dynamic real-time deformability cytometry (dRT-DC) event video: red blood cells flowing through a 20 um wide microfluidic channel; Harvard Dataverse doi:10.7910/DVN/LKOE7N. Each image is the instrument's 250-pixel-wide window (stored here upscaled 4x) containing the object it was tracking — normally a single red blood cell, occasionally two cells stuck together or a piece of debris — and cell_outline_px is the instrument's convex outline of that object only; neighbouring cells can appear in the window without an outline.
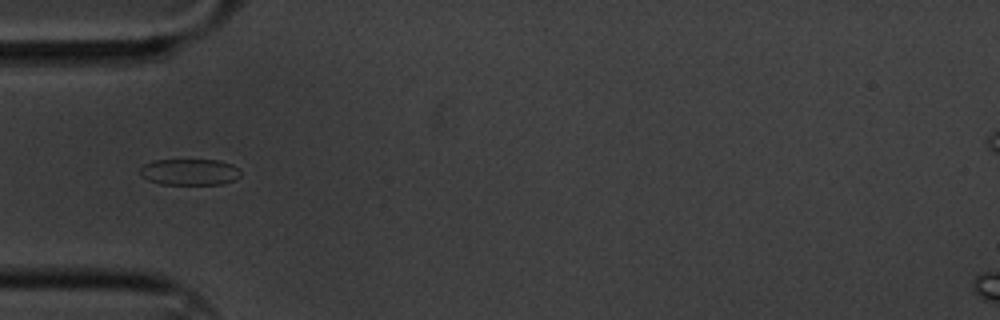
{"species": "common noctule bat (a hibernating species)", "species_latin": "Nyctalus noctula", "temperature_condition": "cold", "stored_images_in_passage": 11, "camera_frame_rate_fps": 3000, "um_per_image_px": 0.085, "animal": {"sex": "male", "body_mass_g": 20.1, "forearm_length_mm": 53.5}, "frame": {"image": 1, "passage_image": 5, "time_ms": 1.333, "image_size_px": [1000, 320], "cell_outline_px": [[240, 176], [236, 180], [224, 184], [160, 184], [148, 180], [140, 176], [140, 168], [144, 164], [152, 160], [220, 160], [232, 164], [240, 168]], "centroid_in_image_um": [16.14, 14.62], "position_along_channel_um": 68.9, "area_um2": 15.66}}
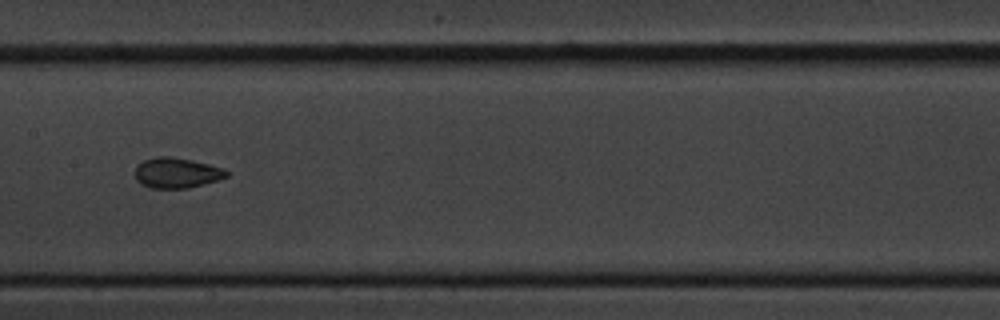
{"frame": {"image": 2, "passage_image": 8, "time_ms": 2.333, "image_size_px": [1000, 320], "cell_outline_px": [[228, 176], [204, 184], [188, 188], [152, 188], [140, 184], [136, 180], [136, 164], [144, 160], [156, 156], [172, 156], [192, 160], [224, 168], [228, 172]], "centroid_in_image_um": [15.0, 14.68], "position_along_channel_um": 192.4, "area_um2": 16.24}}
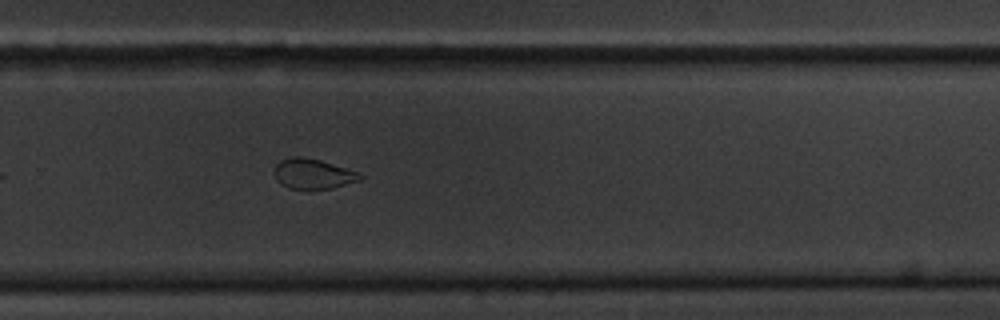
{"frame": {"image": 3, "passage_image": 11, "time_ms": 3.333, "image_size_px": [1000, 320], "cell_outline_px": [[364, 176], [360, 180], [332, 188], [288, 188], [280, 184], [276, 180], [276, 164], [280, 160], [292, 156], [300, 156], [320, 160], [360, 172]], "centroid_in_image_um": [26.62, 14.76], "position_along_channel_um": 303.2, "area_um2": 14.91}}